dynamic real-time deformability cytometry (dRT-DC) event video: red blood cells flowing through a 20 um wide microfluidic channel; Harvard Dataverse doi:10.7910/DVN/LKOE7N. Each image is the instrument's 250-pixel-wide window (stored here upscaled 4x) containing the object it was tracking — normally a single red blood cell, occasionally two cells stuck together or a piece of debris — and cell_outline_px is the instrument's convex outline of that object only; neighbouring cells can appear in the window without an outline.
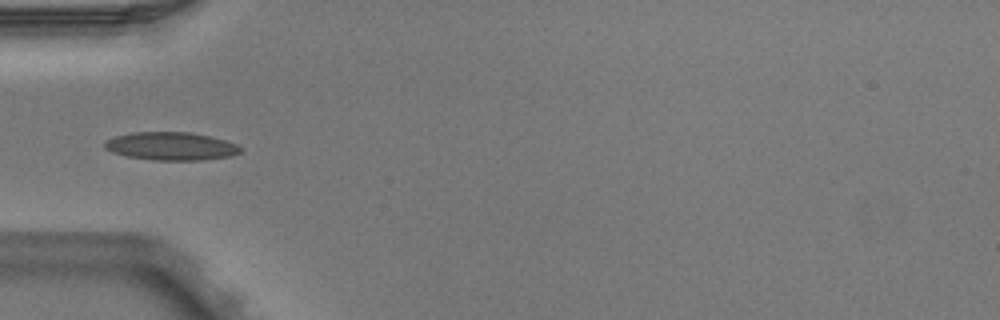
{"species": "Egyptian fruit bat (a non-hibernating species)", "species_latin": "Rousettus aegyptiacus", "temperature_condition": "warm", "stored_images_in_passage": 5, "camera_frame_rate_fps": 3000, "um_per_image_px": 0.085, "animal": {"sex": "male"}, "frame": {"image": 1, "passage_image": 4, "time_ms": 1.0, "image_size_px": [1000, 320], "cell_outline_px": [[244, 148], [240, 152], [232, 156], [200, 160], [152, 160], [128, 156], [112, 152], [104, 148], [104, 140], [116, 136], [132, 132], [188, 132], [208, 136], [224, 140], [236, 144]], "centroid_in_image_um": [14.53, 12.42], "position_along_channel_um": 70.5, "area_um2": 22.2}}
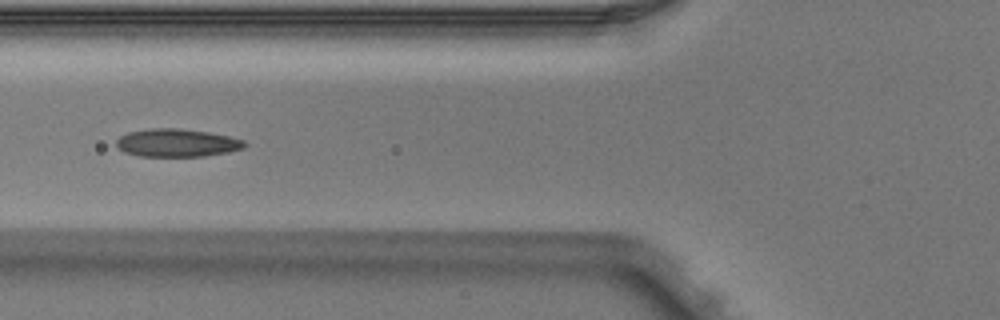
{"frame": {"image": 2, "passage_image": 5, "time_ms": 1.333, "image_size_px": [1000, 320], "cell_outline_px": [[248, 144], [244, 148], [228, 152], [204, 156], [140, 156], [124, 152], [116, 148], [116, 140], [120, 136], [128, 132], [152, 128], [180, 128], [208, 132], [228, 136], [244, 140]], "centroid_in_image_um": [15.03, 12.14], "position_along_channel_um": 110.8, "area_um2": 20.98}}